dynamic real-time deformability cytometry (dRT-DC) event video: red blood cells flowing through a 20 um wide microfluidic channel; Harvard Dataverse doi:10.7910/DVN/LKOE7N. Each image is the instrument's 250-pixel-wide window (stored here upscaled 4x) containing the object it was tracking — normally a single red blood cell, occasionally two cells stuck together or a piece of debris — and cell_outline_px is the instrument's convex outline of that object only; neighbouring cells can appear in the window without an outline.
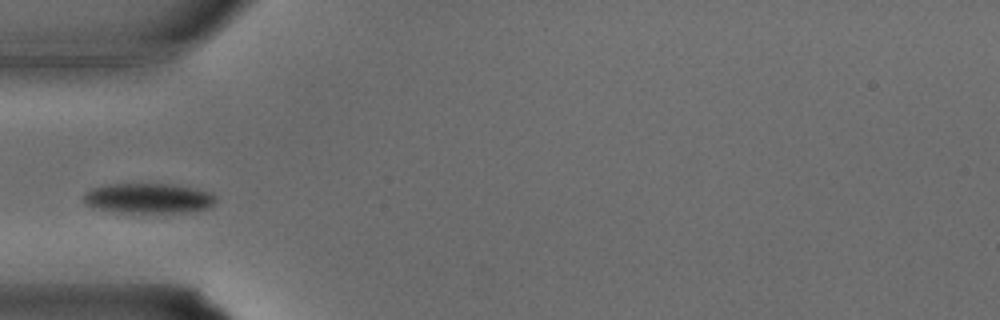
{"species": "common noctule bat (a hibernating species)", "species_latin": "Nyctalus noctula", "temperature_condition": "warm", "stored_images_in_passage": 19, "camera_frame_rate_fps": 3000, "um_per_image_px": 0.085, "animal": {"sex": "male", "body_mass_g": 15.6}, "frame": {"image": 1, "passage_image": 7, "time_ms": 2.0, "image_size_px": [1000, 320], "cell_outline_px": [[216, 204], [208, 208], [188, 212], [112, 212], [92, 208], [84, 204], [84, 196], [92, 188], [108, 184], [176, 184], [196, 188], [212, 192], [216, 196]], "centroid_in_image_um": [12.65, 16.85], "position_along_channel_um": 72.3, "area_um2": 23.47}}
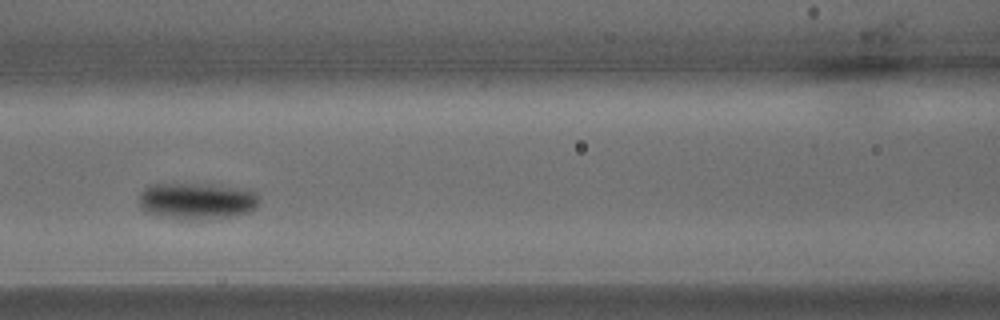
{"frame": {"image": 2, "passage_image": 11, "time_ms": 3.333, "image_size_px": [1000, 320], "cell_outline_px": [[260, 204], [256, 208], [248, 212], [236, 216], [200, 220], [176, 220], [144, 212], [140, 208], [140, 192], [148, 184], [212, 184], [256, 192], [260, 200]], "centroid_in_image_um": [16.71, 17.11], "position_along_channel_um": 149.9, "area_um2": 26.13}}
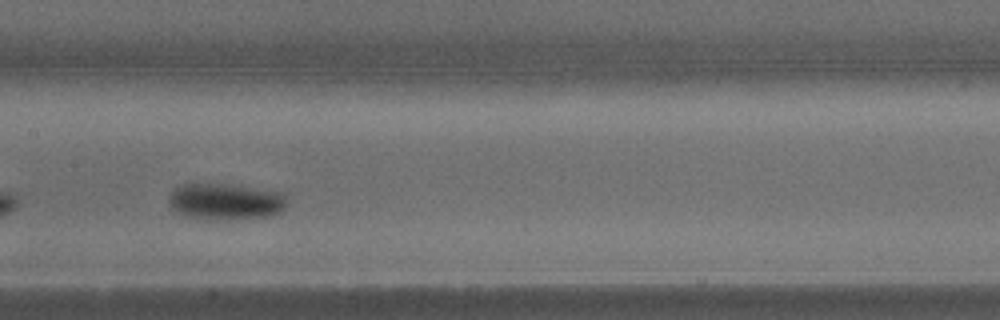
{"frame": {"image": 3, "passage_image": 13, "time_ms": 4.0, "image_size_px": [1000, 320], "cell_outline_px": [[288, 196], [284, 208], [280, 212], [272, 216], [228, 220], [196, 220], [184, 216], [172, 208], [168, 204], [168, 196], [176, 188], [184, 184], [228, 184], [280, 192]], "centroid_in_image_um": [19.15, 17.16], "position_along_channel_um": 188.2, "area_um2": 25.49}}